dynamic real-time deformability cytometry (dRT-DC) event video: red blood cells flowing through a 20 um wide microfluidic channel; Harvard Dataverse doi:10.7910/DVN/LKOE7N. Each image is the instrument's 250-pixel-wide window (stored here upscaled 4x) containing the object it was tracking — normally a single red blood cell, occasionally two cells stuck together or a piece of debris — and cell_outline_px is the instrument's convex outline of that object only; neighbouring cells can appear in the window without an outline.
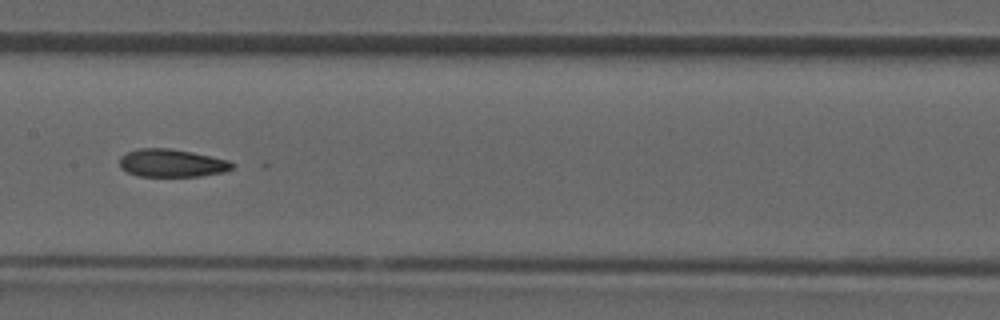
{"species": "common noctule bat (a hibernating species)", "species_latin": "Nyctalus noctula", "temperature_condition": "room temperature", "stored_images_in_passage": 35, "camera_frame_rate_fps": 3000, "um_per_image_px": 0.085, "animal": {"sex": "male", "forearm_length_mm": 52.5}, "frame": {"image": 1, "passage_image": 16, "time_ms": 5.0, "image_size_px": [1000, 320], "cell_outline_px": [[236, 164], [232, 168], [224, 172], [200, 176], [140, 176], [128, 172], [120, 168], [120, 156], [128, 152], [140, 148], [168, 148], [192, 152], [228, 160]], "centroid_in_image_um": [14.61, 13.86], "position_along_channel_um": 192.8, "area_um2": 18.21}}
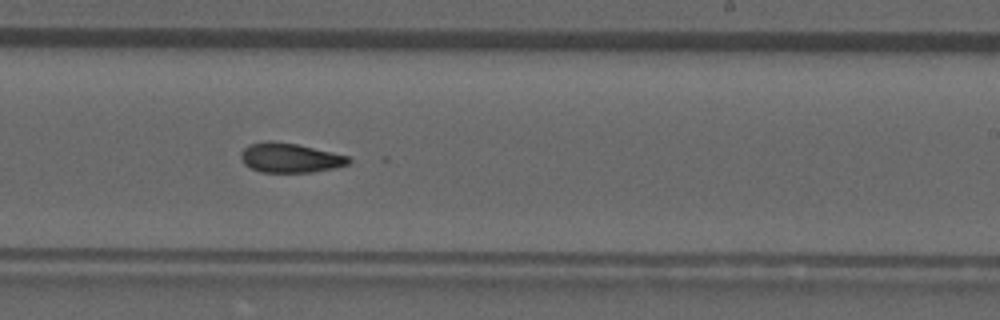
{"frame": {"image": 2, "passage_image": 20, "time_ms": 6.333, "image_size_px": [1000, 320], "cell_outline_px": [[352, 160], [348, 164], [332, 168], [312, 172], [260, 172], [244, 164], [240, 156], [240, 152], [248, 144], [264, 140], [272, 140], [296, 144], [332, 152], [348, 156]], "centroid_in_image_um": [24.6, 13.4], "position_along_channel_um": 264.4, "area_um2": 18.55}}